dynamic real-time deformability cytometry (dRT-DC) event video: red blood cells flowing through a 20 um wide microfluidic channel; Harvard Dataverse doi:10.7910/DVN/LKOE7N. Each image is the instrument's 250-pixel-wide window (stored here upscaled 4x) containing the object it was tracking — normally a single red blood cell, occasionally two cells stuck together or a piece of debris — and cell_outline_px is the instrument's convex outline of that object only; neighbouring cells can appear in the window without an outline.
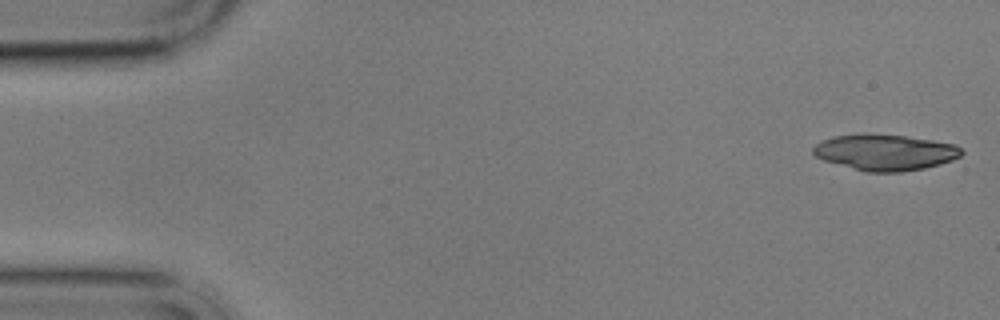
{"species": "common noctule bat (a hibernating species)", "species_latin": "Nyctalus noctula", "temperature_condition": "cold", "stored_images_in_passage": 9, "camera_frame_rate_fps": 3000, "um_per_image_px": 0.085, "animal": {"sex": "male", "body_mass_g": 17.9}, "frame": {"image": 1, "passage_image": 1, "time_ms": 0.0, "image_size_px": [1000, 320], "cell_outline_px": [[964, 152], [960, 156], [952, 160], [940, 164], [924, 168], [900, 172], [864, 172], [824, 160], [816, 156], [812, 152], [812, 148], [816, 144], [824, 140], [836, 136], [860, 132], [864, 132], [904, 136], [932, 140], [956, 144]], "centroid_in_image_um": [75.23, 12.94], "position_along_channel_um": 9.8, "area_um2": 31.33}}
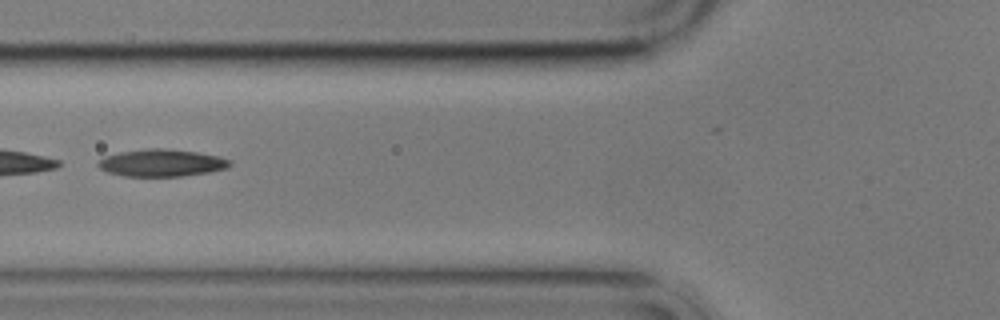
{"frame": {"image": 2, "passage_image": 7, "time_ms": 6.667, "image_size_px": [1000, 320], "cell_outline_px": [[232, 164], [228, 168], [208, 172], [180, 176], [124, 176], [108, 172], [100, 168], [96, 164], [96, 160], [104, 156], [120, 152], [144, 148], [164, 148], [196, 152], [216, 156], [232, 160]], "centroid_in_image_um": [13.7, 13.84], "position_along_channel_um": 112.1, "area_um2": 20.98}}
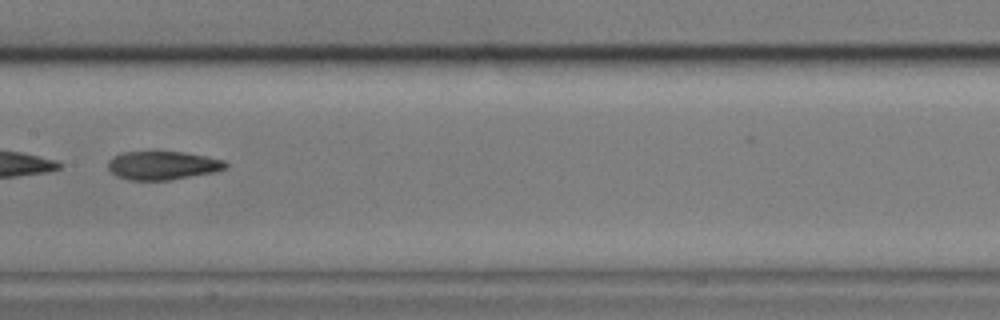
{"frame": {"image": 3, "passage_image": 9, "time_ms": 9.0, "image_size_px": [1000, 320], "cell_outline_px": [[228, 168], [216, 172], [168, 180], [128, 180], [116, 176], [108, 168], [108, 160], [112, 156], [120, 152], [152, 148], [184, 152], [208, 156], [224, 160], [228, 164]], "centroid_in_image_um": [13.8, 14.0], "position_along_channel_um": 193.6, "area_um2": 20.69}}